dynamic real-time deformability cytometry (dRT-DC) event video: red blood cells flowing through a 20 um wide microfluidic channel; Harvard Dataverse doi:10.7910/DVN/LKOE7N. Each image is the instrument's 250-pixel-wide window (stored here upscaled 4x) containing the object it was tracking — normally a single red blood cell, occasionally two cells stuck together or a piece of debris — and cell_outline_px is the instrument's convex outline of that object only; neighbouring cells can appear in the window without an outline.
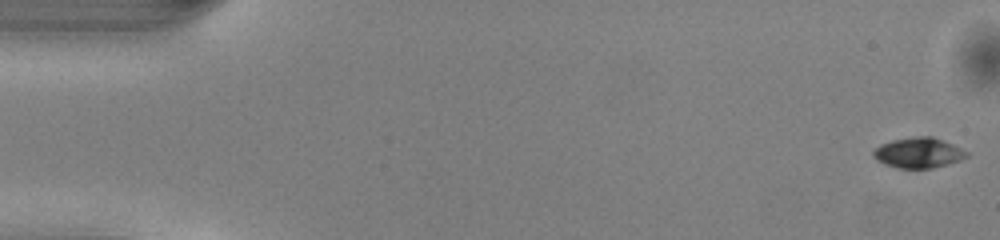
{"species": "common noctule bat (a hibernating species)", "species_latin": "Nyctalus noctula", "temperature_condition": "warm", "stored_images_in_passage": 51, "camera_frame_rate_fps": 3000, "um_per_image_px": 0.085, "animal": {"sex": "male", "body_mass_g": 13.0, "forearm_length_mm": 53.1}, "frame": {"image": 1, "passage_image": 1, "time_ms": 0.0, "image_size_px": [1000, 240], "cell_outline_px": [[968, 156], [960, 160], [948, 164], [932, 168], [896, 168], [884, 164], [876, 160], [872, 156], [872, 152], [880, 144], [892, 140], [912, 136], [932, 136], [952, 144], [968, 152]], "centroid_in_image_um": [78.03, 12.98], "position_along_channel_um": 7.0, "area_um2": 16.59}}
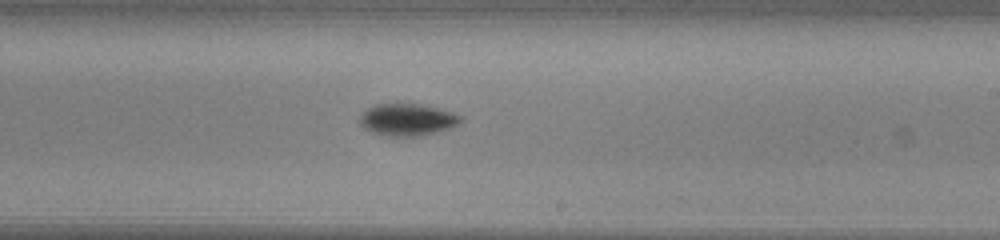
{"frame": {"image": 2, "passage_image": 30, "time_ms": 9.667, "image_size_px": [1000, 240], "cell_outline_px": [[464, 120], [448, 128], [436, 132], [416, 136], [388, 136], [372, 132], [364, 128], [360, 124], [360, 116], [372, 104], [396, 100], [420, 104], [452, 112], [464, 116]], "centroid_in_image_um": [34.59, 10.11], "position_along_channel_um": 254.4, "area_um2": 19.36}}
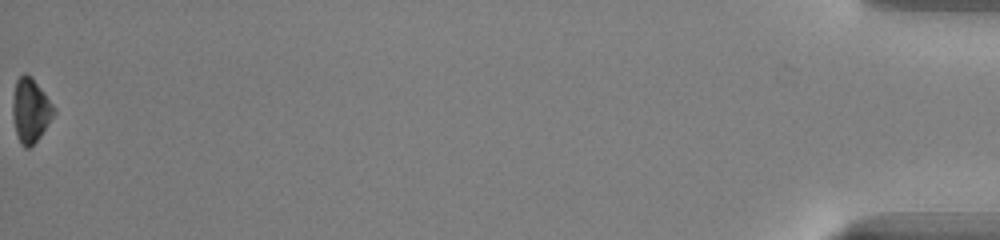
{"frame": {"image": 3, "passage_image": 51, "time_ms": 16.667, "image_size_px": [1000, 240], "cell_outline_px": [[56, 112], [40, 136], [28, 148], [24, 148], [20, 144], [16, 136], [12, 116], [12, 104], [16, 80], [24, 72], [32, 76], [56, 108]], "centroid_in_image_um": [2.58, 9.37], "position_along_channel_um": 432.6, "area_um2": 15.55}, "authors_computed_cell_mechanics": {"area_um2": 17.1666, "velocity_mm_per_s": 4.0777, "shape_relaxation_time_tau1_ms": 1.6388, "shape_relaxation_time_tau2_ms": null, "deformation_change_tau1": 0.0991, "deformation_change_tau2": null}}